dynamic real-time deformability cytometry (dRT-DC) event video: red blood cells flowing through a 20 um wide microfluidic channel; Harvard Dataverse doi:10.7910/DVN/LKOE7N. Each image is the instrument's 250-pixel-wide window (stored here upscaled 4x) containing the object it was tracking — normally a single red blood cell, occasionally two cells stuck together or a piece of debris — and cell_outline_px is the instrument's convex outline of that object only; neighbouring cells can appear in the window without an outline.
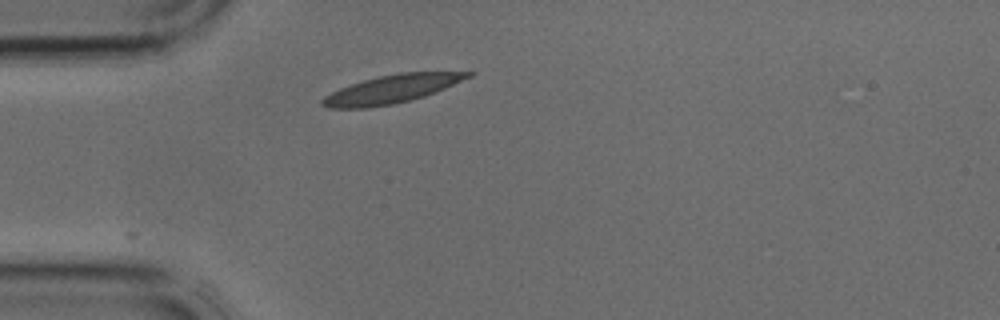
{"species": "common noctule bat (a hibernating species)", "species_latin": "Nyctalus noctula", "temperature_condition": "cold", "stored_images_in_passage": 1, "camera_frame_rate_fps": 3000, "um_per_image_px": 0.085, "animal": {"sex": "male", "body_mass_g": 17.9, "forearm_length_mm": 54.2}, "frame": {"image": 1, "passage_image": 1, "time_ms": 0.0, "image_size_px": [1000, 320], "cell_outline_px": [[476, 72], [472, 76], [444, 88], [424, 96], [392, 104], [364, 108], [328, 108], [320, 104], [320, 100], [324, 96], [340, 88], [364, 80], [380, 76], [400, 72]], "centroid_in_image_um": [33.26, 7.57], "position_along_channel_um": 51.7, "area_um2": 23.52}}